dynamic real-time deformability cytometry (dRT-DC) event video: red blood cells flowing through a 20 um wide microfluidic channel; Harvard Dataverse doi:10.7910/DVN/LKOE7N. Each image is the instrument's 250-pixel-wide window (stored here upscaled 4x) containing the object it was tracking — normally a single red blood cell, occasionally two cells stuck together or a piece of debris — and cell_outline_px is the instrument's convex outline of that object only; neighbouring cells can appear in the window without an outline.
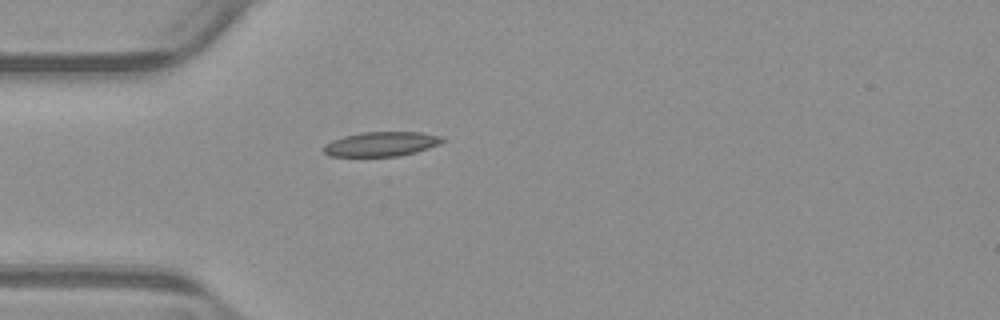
{"species": "common noctule bat (a hibernating species)", "species_latin": "Nyctalus noctula", "temperature_condition": "warm", "stored_images_in_passage": 39, "camera_frame_rate_fps": 3000, "um_per_image_px": 0.085, "animal": {"sex": "male", "body_mass_g": 23.1, "forearm_length_mm": 52.7}, "frame": {"image": 1, "passage_image": 1, "time_ms": 0.0, "image_size_px": [1000, 320], "cell_outline_px": [[444, 140], [440, 144], [416, 152], [400, 156], [328, 156], [324, 152], [324, 144], [332, 140], [344, 136], [360, 132], [420, 132], [440, 136]], "centroid_in_image_um": [32.39, 12.24], "position_along_channel_um": 52.6, "area_um2": 16.94}}
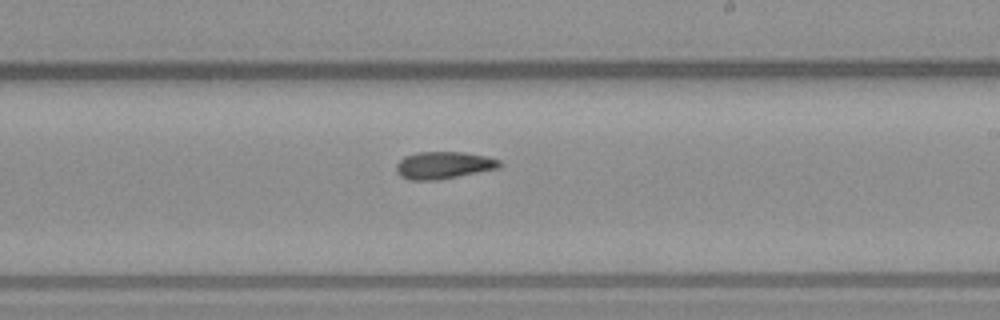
{"frame": {"image": 2, "passage_image": 17, "time_ms": 5.333, "image_size_px": [1000, 320], "cell_outline_px": [[504, 164], [500, 168], [440, 180], [408, 180], [400, 176], [396, 172], [396, 164], [404, 156], [416, 152], [464, 152], [488, 156], [500, 160]], "centroid_in_image_um": [37.73, 14.04], "position_along_channel_um": 251.3, "area_um2": 16.76}}
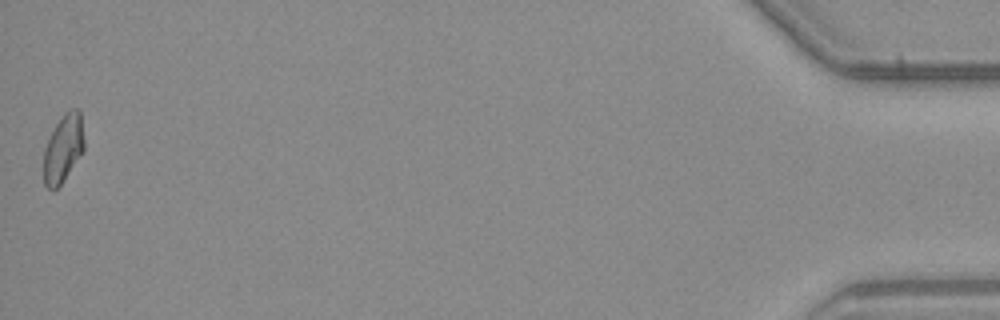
{"frame": {"image": 3, "passage_image": 39, "time_ms": 12.667, "image_size_px": [1000, 320], "cell_outline_px": [[84, 148], [60, 184], [52, 192], [44, 184], [44, 148], [56, 124], [64, 112], [72, 108], [76, 108], [80, 112], [84, 140]], "centroid_in_image_um": [5.36, 12.59], "position_along_channel_um": 429.8, "area_um2": 15.61}}